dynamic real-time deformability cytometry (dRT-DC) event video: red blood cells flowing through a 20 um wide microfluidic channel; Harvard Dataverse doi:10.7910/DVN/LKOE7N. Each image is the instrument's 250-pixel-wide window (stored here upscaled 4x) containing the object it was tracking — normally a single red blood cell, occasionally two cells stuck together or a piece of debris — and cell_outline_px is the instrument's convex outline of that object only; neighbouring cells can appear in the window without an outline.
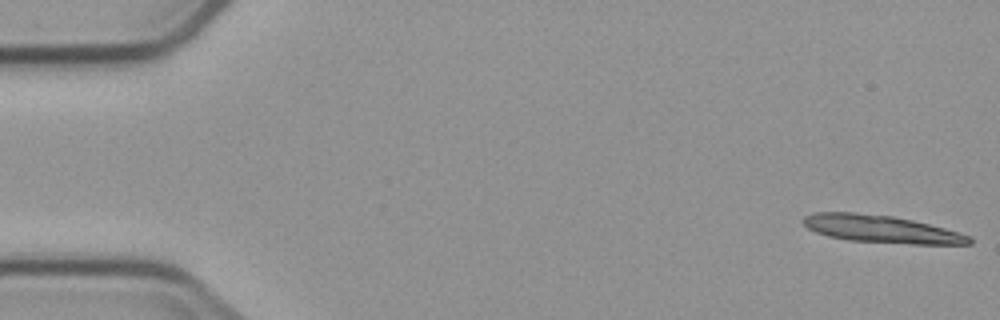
{"species": "common noctule bat (a hibernating species)", "species_latin": "Nyctalus noctula", "temperature_condition": "cold", "stored_images_in_passage": 4, "camera_frame_rate_fps": 3000, "um_per_image_px": 0.085, "animal": {"sex": "male", "body_mass_g": 23.1, "forearm_length_mm": 52.7}, "frame": {"image": 1, "passage_image": 1, "time_ms": 0.0, "image_size_px": [1000, 320], "cell_outline_px": [[972, 244], [912, 244], [848, 240], [828, 236], [816, 232], [808, 228], [800, 220], [804, 216], [812, 212], [856, 212], [892, 216], [912, 220], [960, 232], [972, 236]], "centroid_in_image_um": [74.89, 19.46], "position_along_channel_um": 10.1, "area_um2": 26.7}}